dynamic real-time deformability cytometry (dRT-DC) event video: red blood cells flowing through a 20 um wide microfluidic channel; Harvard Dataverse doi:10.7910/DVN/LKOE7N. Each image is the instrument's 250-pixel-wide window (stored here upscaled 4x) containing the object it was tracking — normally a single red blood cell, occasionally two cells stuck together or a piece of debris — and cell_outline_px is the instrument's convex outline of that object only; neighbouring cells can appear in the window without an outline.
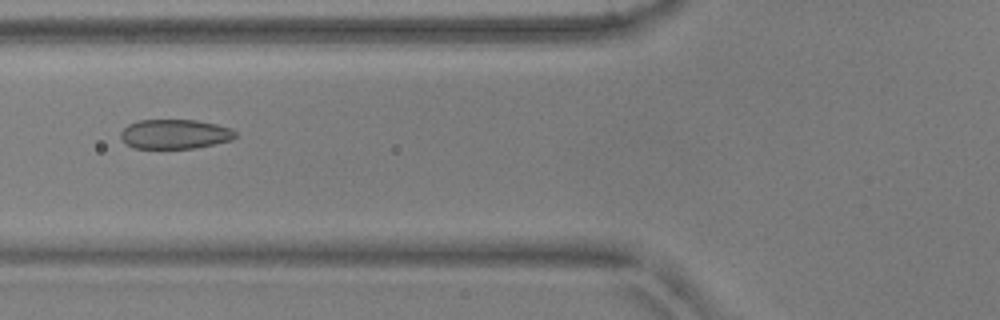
{"species": "common noctule bat (a hibernating species)", "species_latin": "Nyctalus noctula", "temperature_condition": "warm", "stored_images_in_passage": 41, "camera_frame_rate_fps": 3000, "um_per_image_px": 0.085, "animal": {"sex": "male", "body_mass_g": 17.9, "forearm_length_mm": 54.2}, "frame": {"image": 1, "passage_image": 14, "time_ms": 4.333, "image_size_px": [1000, 320], "cell_outline_px": [[236, 136], [232, 140], [196, 148], [132, 148], [120, 136], [120, 132], [128, 124], [140, 120], [196, 120], [216, 124], [232, 128], [236, 132]], "centroid_in_image_um": [14.89, 11.39], "position_along_channel_um": 110.9, "area_um2": 19.71}}
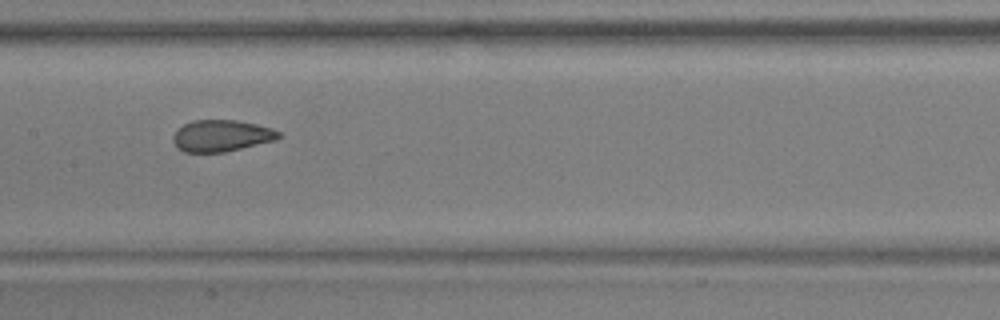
{"frame": {"image": 2, "passage_image": 20, "time_ms": 6.333, "image_size_px": [1000, 320], "cell_outline_px": [[280, 136], [276, 140], [224, 152], [184, 152], [176, 148], [172, 140], [172, 136], [184, 124], [192, 120], [236, 120], [256, 124], [272, 128], [280, 132]], "centroid_in_image_um": [18.8, 11.54], "position_along_channel_um": 188.6, "area_um2": 19.42}}
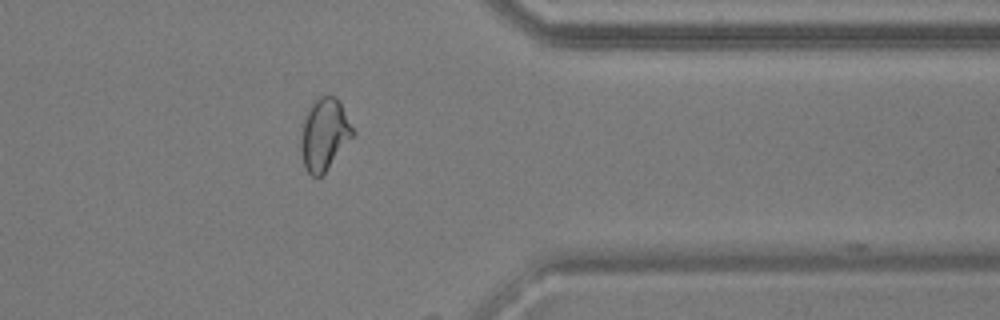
{"frame": {"image": 3, "passage_image": 36, "time_ms": 11.667, "image_size_px": [1000, 320], "cell_outline_px": [[356, 132], [324, 172], [320, 176], [312, 176], [304, 168], [300, 156], [300, 136], [304, 120], [312, 100], [320, 96], [336, 96]], "centroid_in_image_um": [27.53, 11.41], "position_along_channel_um": 383.9, "area_um2": 21.68}}